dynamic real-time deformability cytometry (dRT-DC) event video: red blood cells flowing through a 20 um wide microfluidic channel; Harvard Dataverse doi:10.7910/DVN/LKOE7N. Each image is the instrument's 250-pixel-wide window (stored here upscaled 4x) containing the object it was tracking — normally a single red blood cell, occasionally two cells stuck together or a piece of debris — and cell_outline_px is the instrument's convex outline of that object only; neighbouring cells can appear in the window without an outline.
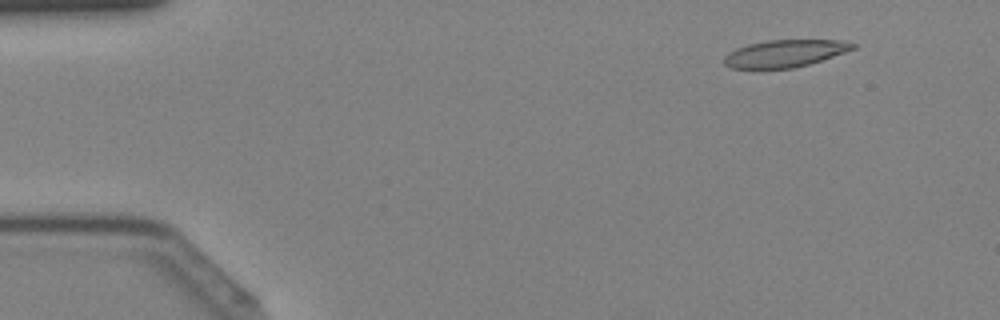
{"species": "Egyptian fruit bat (a non-hibernating species)", "species_latin": "Rousettus aegyptiacus", "temperature_condition": "cold", "stored_images_in_passage": 39, "camera_frame_rate_fps": 3000, "um_per_image_px": 0.085, "animal": {"sex": "female"}, "frame": {"image": 1, "passage_image": 1, "time_ms": 0.0, "image_size_px": [1000, 320], "cell_outline_px": [[856, 48], [808, 64], [792, 68], [732, 68], [724, 64], [724, 56], [728, 52], [736, 48], [748, 44], [764, 40], [840, 40], [856, 44]], "centroid_in_image_um": [66.67, 4.53], "position_along_channel_um": 18.3, "area_um2": 20.23}}
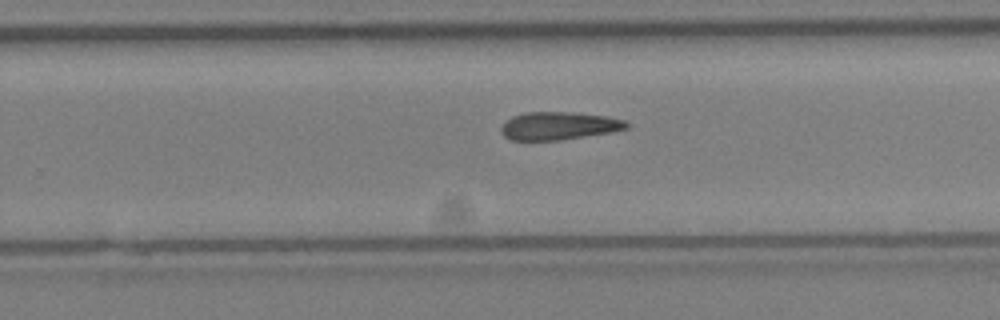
{"frame": {"image": 2, "passage_image": 24, "time_ms": 7.667, "image_size_px": [1000, 320], "cell_outline_px": [[628, 128], [608, 132], [560, 140], [512, 140], [504, 136], [500, 128], [512, 116], [524, 112], [572, 112], [604, 116], [624, 120], [628, 124]], "centroid_in_image_um": [47.46, 10.69], "position_along_channel_um": 282.3, "area_um2": 20.06}}
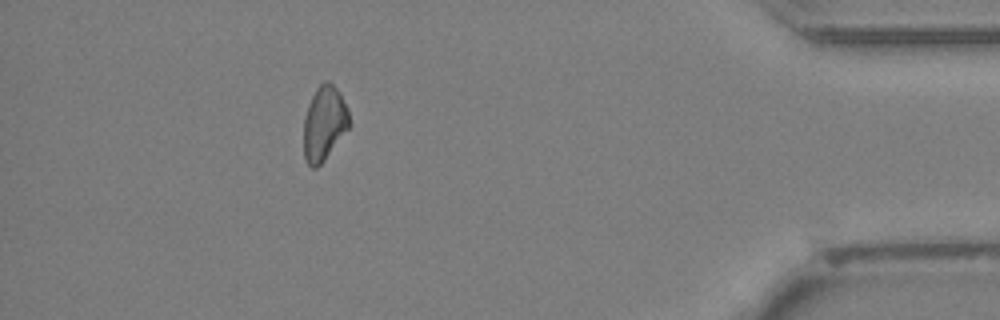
{"frame": {"image": 3, "passage_image": 35, "time_ms": 11.333, "image_size_px": [1000, 320], "cell_outline_px": [[348, 128], [324, 160], [316, 168], [312, 168], [308, 164], [304, 156], [304, 116], [308, 104], [316, 88], [324, 80], [328, 80], [340, 92], [348, 108]], "centroid_in_image_um": [27.54, 10.45], "position_along_channel_um": 407.7, "area_um2": 19.59}}